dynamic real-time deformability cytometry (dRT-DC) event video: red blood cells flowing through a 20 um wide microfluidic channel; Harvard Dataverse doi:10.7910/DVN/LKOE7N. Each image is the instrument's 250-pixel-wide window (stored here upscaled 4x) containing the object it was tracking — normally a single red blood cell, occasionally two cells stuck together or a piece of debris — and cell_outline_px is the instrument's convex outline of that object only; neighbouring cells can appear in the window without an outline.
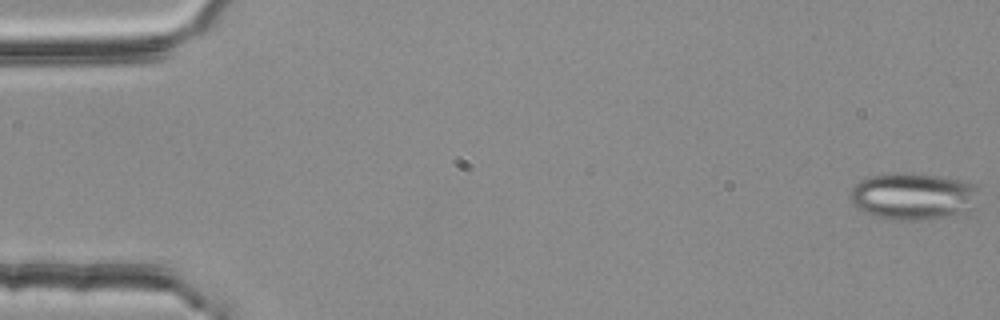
{"species": "common noctule bat (a hibernating species)", "species_latin": "Nyctalus noctula", "temperature_condition": "room temperature", "stored_images_in_passage": 14, "camera_frame_rate_fps": 3000, "um_per_image_px": 0.085, "animal": {"sex": "female", "body_mass_g": 25.1}, "frame": {"image": 1, "passage_image": 1, "time_ms": 0.0, "image_size_px": [1000, 320], "cell_outline_px": [[980, 188], [976, 208], [964, 212], [940, 216], [912, 220], [892, 220], [876, 216], [856, 208], [852, 204], [848, 192], [860, 180], [868, 176], [940, 176], [972, 184]], "centroid_in_image_um": [77.62, 16.72], "position_along_channel_um": 7.4, "area_um2": 34.1}}